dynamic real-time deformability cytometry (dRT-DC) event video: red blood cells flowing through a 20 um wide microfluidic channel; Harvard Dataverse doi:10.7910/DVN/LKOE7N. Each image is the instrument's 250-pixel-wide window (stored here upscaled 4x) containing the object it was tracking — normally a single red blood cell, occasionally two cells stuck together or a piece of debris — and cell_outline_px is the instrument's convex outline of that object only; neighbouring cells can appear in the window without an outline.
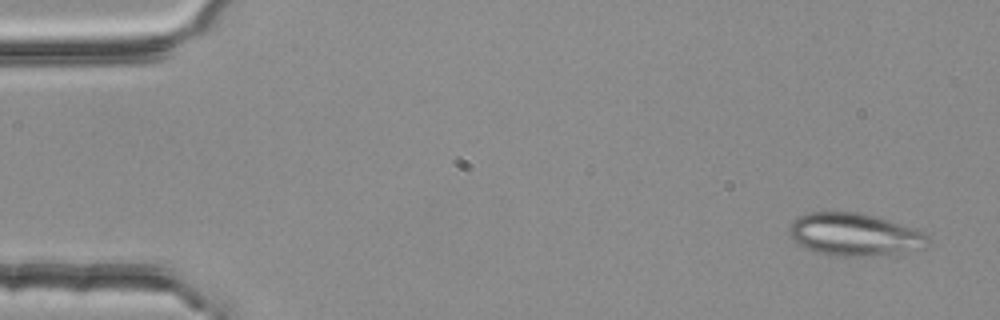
{"species": "common noctule bat (a hibernating species)", "species_latin": "Nyctalus noctula", "temperature_condition": "room temperature", "stored_images_in_passage": 4, "camera_frame_rate_fps": 3000, "um_per_image_px": 0.085, "animal": {"sex": "female", "body_mass_g": 25.1}, "frame": {"image": 1, "passage_image": 1, "time_ms": 0.0, "image_size_px": [1000, 320], "cell_outline_px": [[928, 236], [924, 248], [896, 252], [864, 256], [832, 256], [816, 252], [804, 248], [788, 232], [788, 228], [796, 216], [812, 212], [856, 212], [876, 216], [924, 232]], "centroid_in_image_um": [72.56, 19.92], "position_along_channel_um": 12.4, "area_um2": 33.93}}